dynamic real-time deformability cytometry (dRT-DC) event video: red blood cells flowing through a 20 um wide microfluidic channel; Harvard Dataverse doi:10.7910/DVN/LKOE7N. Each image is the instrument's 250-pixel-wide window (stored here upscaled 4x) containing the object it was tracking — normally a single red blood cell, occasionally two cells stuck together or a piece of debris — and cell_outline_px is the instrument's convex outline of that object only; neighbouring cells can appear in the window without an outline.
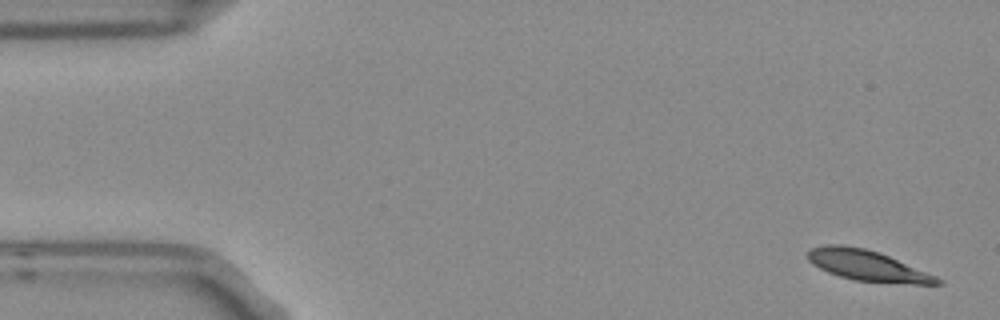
{"species": "Egyptian fruit bat (a non-hibernating species)", "species_latin": "Rousettus aegyptiacus", "temperature_condition": "room temperature", "stored_images_in_passage": 6, "camera_frame_rate_fps": 3000, "um_per_image_px": 0.085, "frame": {"image": 1, "passage_image": 1, "time_ms": 0.0, "image_size_px": [1000, 320], "cell_outline_px": [[944, 284], [912, 284], [856, 280], [840, 276], [828, 272], [812, 264], [808, 260], [808, 248], [824, 244], [840, 244], [864, 248], [880, 252], [936, 276], [944, 280]], "centroid_in_image_um": [73.72, 22.56], "position_along_channel_um": 11.3, "area_um2": 23.12}}
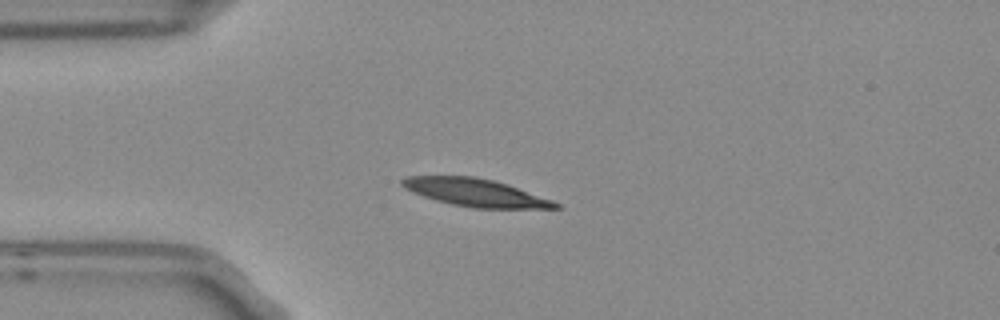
{"frame": {"image": 2, "passage_image": 4, "time_ms": 1.0, "image_size_px": [1000, 320], "cell_outline_px": [[560, 208], [472, 208], [452, 204], [436, 200], [412, 192], [404, 188], [400, 184], [400, 180], [408, 176], [472, 176], [492, 180], [508, 184], [552, 200], [560, 204]], "centroid_in_image_um": [40.39, 16.36], "position_along_channel_um": 44.6, "area_um2": 24.57}}
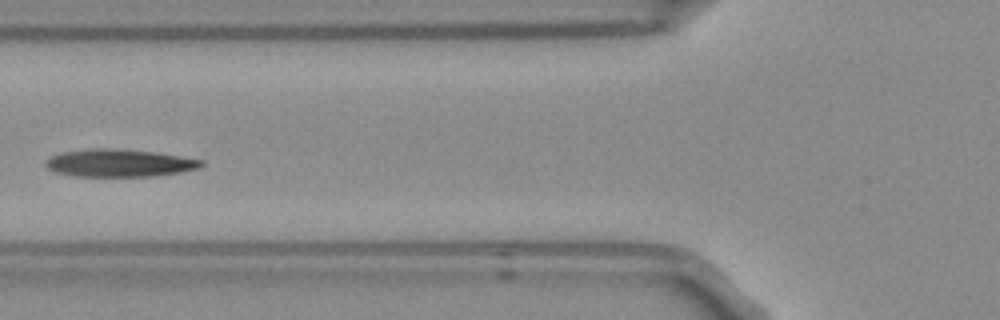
{"frame": {"image": 3, "passage_image": 6, "time_ms": 1.667, "image_size_px": [1000, 320], "cell_outline_px": [[204, 164], [200, 168], [180, 172], [152, 176], [76, 176], [56, 172], [48, 168], [44, 164], [44, 160], [60, 152], [88, 148], [116, 148], [156, 152], [204, 160]], "centroid_in_image_um": [10.13, 13.84], "position_along_channel_um": 115.7, "area_um2": 25.2}}